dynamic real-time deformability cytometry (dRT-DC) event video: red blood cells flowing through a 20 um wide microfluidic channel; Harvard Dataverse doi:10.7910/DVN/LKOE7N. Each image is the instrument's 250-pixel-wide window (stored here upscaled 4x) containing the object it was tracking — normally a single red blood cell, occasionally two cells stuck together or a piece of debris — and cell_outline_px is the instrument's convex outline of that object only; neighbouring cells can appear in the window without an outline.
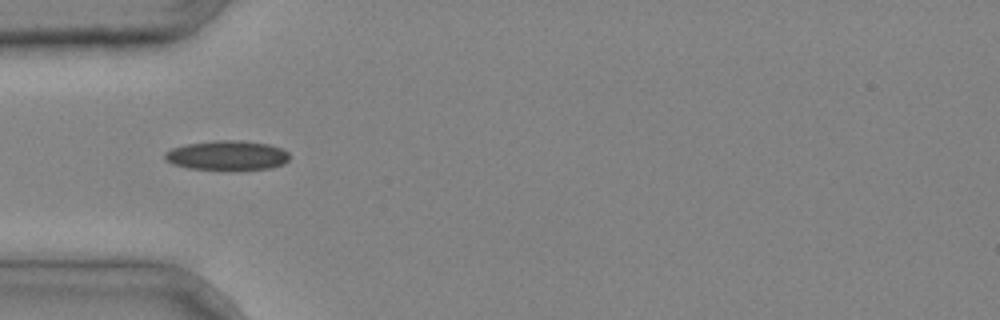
{"species": "common noctule bat (a hibernating species)", "species_latin": "Nyctalus noctula", "temperature_condition": "cold", "stored_images_in_passage": 29, "camera_frame_rate_fps": 3000, "um_per_image_px": 0.085, "animal": {"sex": "male", "body_mass_g": 20.4}, "frame": {"image": 1, "passage_image": 1, "time_ms": 0.0, "image_size_px": [1000, 320], "cell_outline_px": [[288, 160], [284, 164], [272, 168], [188, 168], [172, 164], [164, 160], [164, 152], [172, 148], [184, 144], [212, 140], [244, 140], [268, 144], [280, 148], [288, 152]], "centroid_in_image_um": [19.26, 13.17], "position_along_channel_um": 65.7, "area_um2": 21.21}}
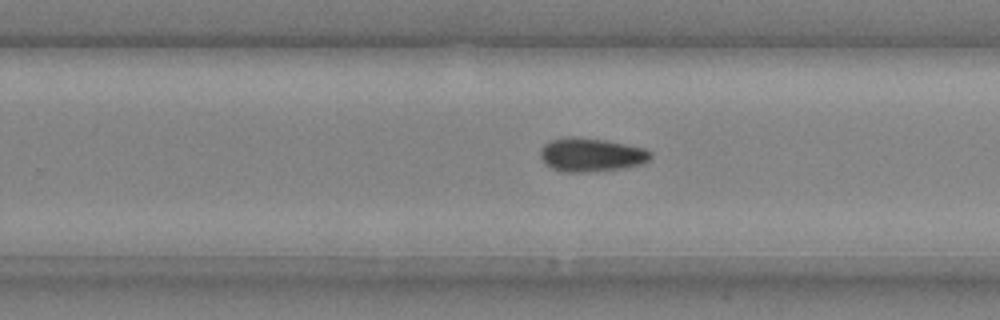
{"frame": {"image": 2, "passage_image": 15, "time_ms": 4.667, "image_size_px": [1000, 320], "cell_outline_px": [[652, 156], [648, 160], [640, 164], [624, 168], [584, 172], [564, 172], [552, 168], [540, 156], [540, 148], [544, 144], [552, 140], [568, 136], [608, 140], [644, 148], [652, 152]], "centroid_in_image_um": [50.26, 13.15], "position_along_channel_um": 279.5, "area_um2": 21.5}}
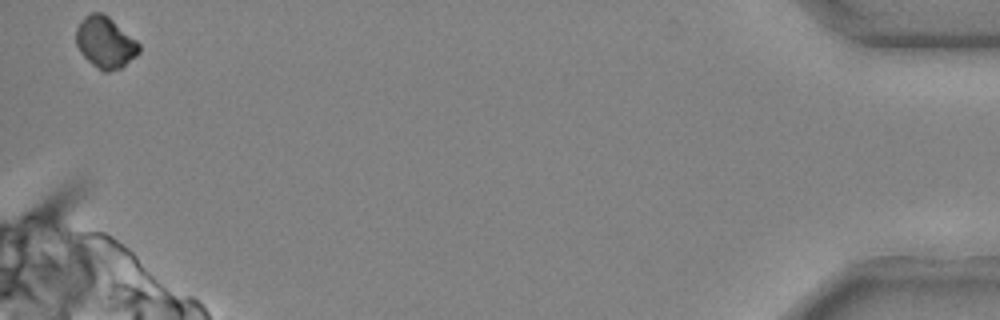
{"frame": {"image": 3, "passage_image": 29, "time_ms": 9.333, "image_size_px": [1000, 320], "cell_outline_px": [[140, 52], [136, 56], [120, 68], [108, 72], [104, 72], [92, 64], [80, 52], [76, 44], [76, 28], [80, 20], [84, 16], [92, 12], [104, 12], [136, 40], [140, 44]], "centroid_in_image_um": [8.94, 3.58], "position_along_channel_um": 426.3, "area_um2": 18.9}}